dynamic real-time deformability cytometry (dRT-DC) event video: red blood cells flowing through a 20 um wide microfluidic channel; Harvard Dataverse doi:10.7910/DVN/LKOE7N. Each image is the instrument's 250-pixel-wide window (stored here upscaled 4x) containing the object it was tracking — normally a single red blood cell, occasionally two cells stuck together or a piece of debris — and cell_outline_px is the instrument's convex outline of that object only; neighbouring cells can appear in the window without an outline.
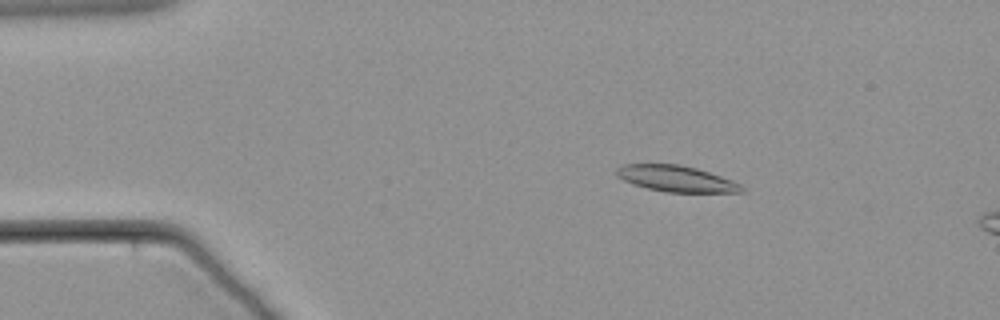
{"species": "common noctule bat (a hibernating species)", "species_latin": "Nyctalus noctula", "temperature_condition": "warm", "stored_images_in_passage": 20, "camera_frame_rate_fps": 3000, "um_per_image_px": 0.085, "animal": {"sex": "male", "body_mass_g": 21.5, "forearm_length_mm": 52.0}, "frame": {"image": 1, "passage_image": 12, "time_ms": 3.667, "image_size_px": [1000, 320], "cell_outline_px": [[744, 192], [664, 192], [632, 184], [616, 176], [616, 168], [624, 164], [680, 164], [696, 168], [732, 180], [740, 184], [744, 188]], "centroid_in_image_um": [57.45, 15.18], "position_along_channel_um": 27.5, "area_um2": 18.96}}